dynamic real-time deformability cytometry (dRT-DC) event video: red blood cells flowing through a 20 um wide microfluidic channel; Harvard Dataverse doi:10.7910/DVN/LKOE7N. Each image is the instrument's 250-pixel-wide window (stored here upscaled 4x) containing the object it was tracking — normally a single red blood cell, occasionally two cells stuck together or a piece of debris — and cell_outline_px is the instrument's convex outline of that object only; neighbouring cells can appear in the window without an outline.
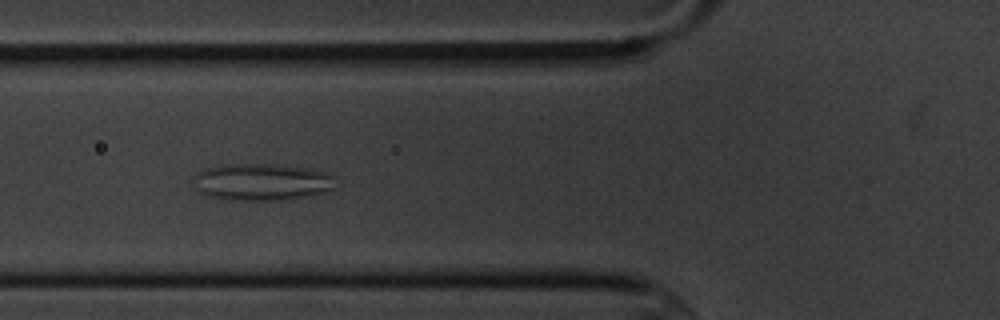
{"species": "common noctule bat (a hibernating species)", "species_latin": "Nyctalus noctula", "temperature_condition": "cold", "stored_images_in_passage": 6, "camera_frame_rate_fps": 3000, "um_per_image_px": 0.085, "animal": {"sex": "male", "body_mass_g": 20.1, "forearm_length_mm": 53.5}, "frame": {"image": 1, "passage_image": 4, "time_ms": 3.333, "image_size_px": [1000, 320], "cell_outline_px": [[336, 188], [328, 192], [308, 196], [284, 200], [224, 200], [208, 196], [192, 188], [192, 180], [196, 172], [204, 168], [224, 164], [280, 164], [312, 168], [336, 176]], "centroid_in_image_um": [22.26, 15.46], "position_along_channel_um": 103.5, "area_um2": 31.67}}
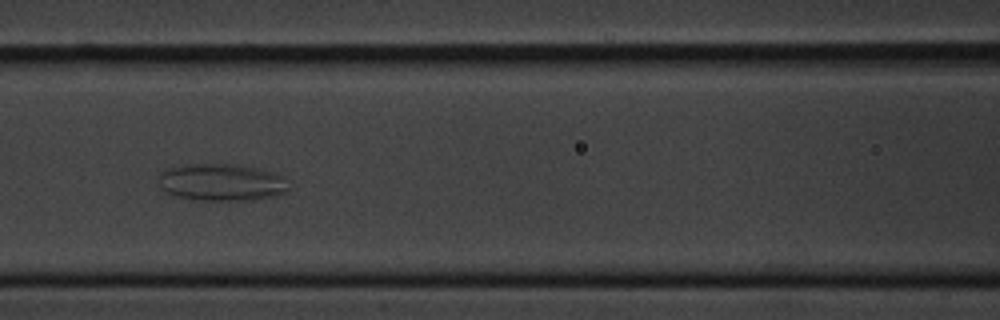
{"frame": {"image": 2, "passage_image": 5, "time_ms": 4.667, "image_size_px": [1000, 320], "cell_outline_px": [[288, 188], [284, 192], [276, 196], [256, 200], [192, 200], [168, 192], [160, 188], [160, 172], [164, 168], [192, 164], [240, 164], [272, 172], [284, 176]], "centroid_in_image_um": [18.84, 15.49], "position_along_channel_um": 147.8, "area_um2": 28.21}}
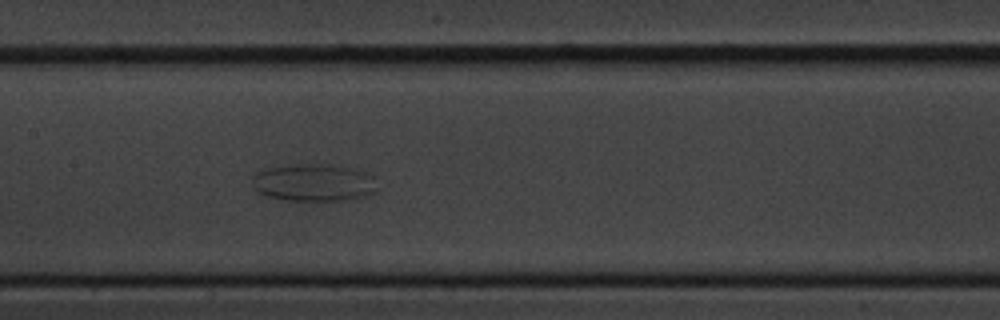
{"frame": {"image": 3, "passage_image": 6, "time_ms": 5.667, "image_size_px": [1000, 320], "cell_outline_px": [[376, 192], [364, 196], [344, 200], [284, 200], [264, 196], [256, 192], [252, 184], [252, 176], [268, 168], [300, 164], [328, 164], [352, 168], [364, 172], [372, 176]], "centroid_in_image_um": [26.62, 15.53], "position_along_channel_um": 180.8, "area_um2": 27.05}}